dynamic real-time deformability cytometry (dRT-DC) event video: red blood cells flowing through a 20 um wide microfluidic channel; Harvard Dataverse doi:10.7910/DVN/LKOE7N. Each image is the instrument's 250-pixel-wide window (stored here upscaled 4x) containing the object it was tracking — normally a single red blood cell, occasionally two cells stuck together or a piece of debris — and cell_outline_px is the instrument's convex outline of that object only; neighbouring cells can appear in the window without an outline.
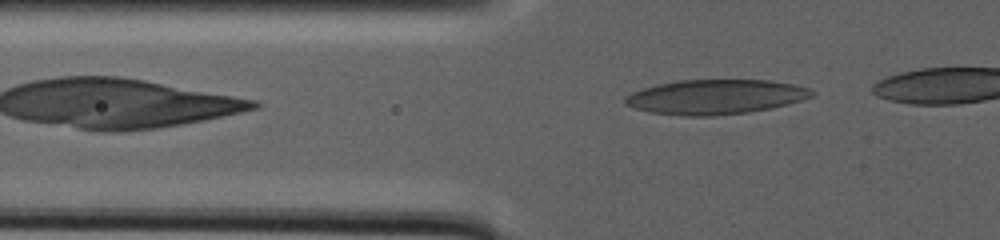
{"species": "human", "species_latin": "Homo sapiens", "temperature_condition": "warm", "stored_images_in_passage": 82, "camera_frame_rate_fps": 3000, "um_per_image_px": 0.085, "donor": {"sex": "male"}, "frame": {"image": 1, "passage_image": 6, "time_ms": 1.667, "image_size_px": [1000, 240], "cell_outline_px": [[812, 96], [800, 100], [768, 108], [748, 112], [712, 116], [684, 116], [652, 112], [636, 108], [624, 104], [624, 96], [632, 92], [656, 84], [680, 80], [768, 80], [792, 84], [808, 88], [812, 92]], "centroid_in_image_um": [60.74, 8.23], "position_along_channel_um": 65.1, "area_um2": 37.28}}
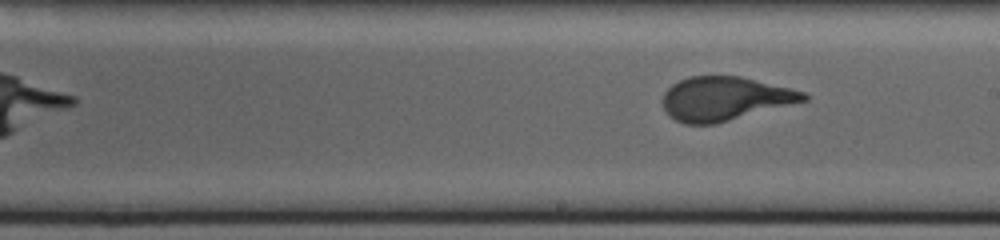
{"frame": {"image": 2, "passage_image": 41, "time_ms": 13.333, "image_size_px": [1000, 240], "cell_outline_px": [[808, 100], [716, 124], [684, 124], [668, 116], [664, 108], [664, 92], [672, 84], [688, 76], [740, 76], [804, 92], [808, 96]], "centroid_in_image_um": [61.58, 8.39], "position_along_channel_um": 227.4, "area_um2": 35.78}}
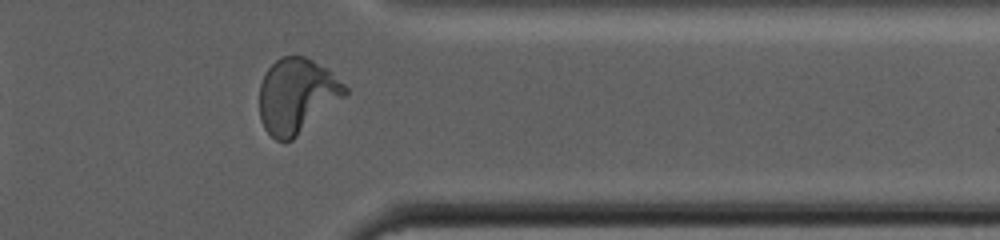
{"frame": {"image": 3, "passage_image": 73, "time_ms": 24.0, "image_size_px": [1000, 240], "cell_outline_px": [[348, 92], [344, 96], [292, 140], [276, 140], [264, 128], [260, 120], [260, 84], [268, 68], [280, 56], [304, 56], [312, 60], [324, 68], [344, 84], [348, 88]], "centroid_in_image_um": [25.19, 8.13], "position_along_channel_um": 386.2, "area_um2": 36.59}}